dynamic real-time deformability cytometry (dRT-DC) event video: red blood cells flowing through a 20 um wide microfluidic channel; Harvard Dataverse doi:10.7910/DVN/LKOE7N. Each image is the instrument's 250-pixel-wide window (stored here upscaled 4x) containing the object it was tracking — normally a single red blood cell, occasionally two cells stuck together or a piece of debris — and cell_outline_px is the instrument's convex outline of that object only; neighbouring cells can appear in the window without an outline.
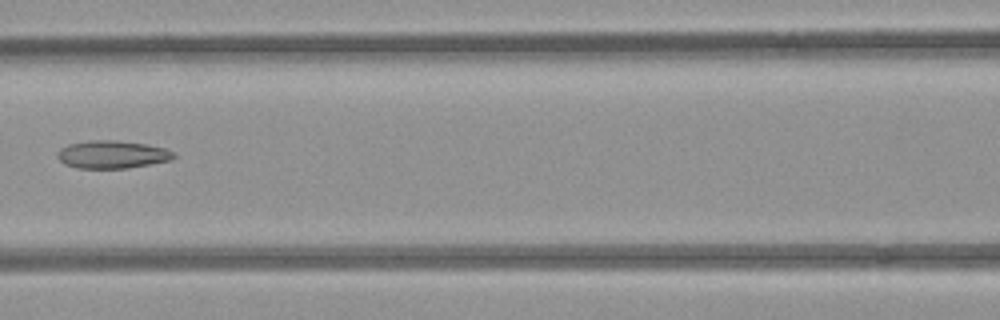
{"species": "common noctule bat (a hibernating species)", "species_latin": "Nyctalus noctula", "temperature_condition": "room temperature", "stored_images_in_passage": 9, "camera_frame_rate_fps": 3000, "um_per_image_px": 0.085, "animal": {"sex": "female", "body_mass_g": 21.9}, "frame": {"image": 1, "passage_image": 8, "time_ms": 8.0, "image_size_px": [1000, 320], "cell_outline_px": [[176, 156], [168, 160], [128, 168], [76, 168], [64, 164], [56, 156], [56, 152], [60, 148], [68, 144], [92, 140], [116, 140], [144, 144], [164, 148], [172, 152]], "centroid_in_image_um": [9.45, 13.13], "position_along_channel_um": 157.1, "area_um2": 18.67}}
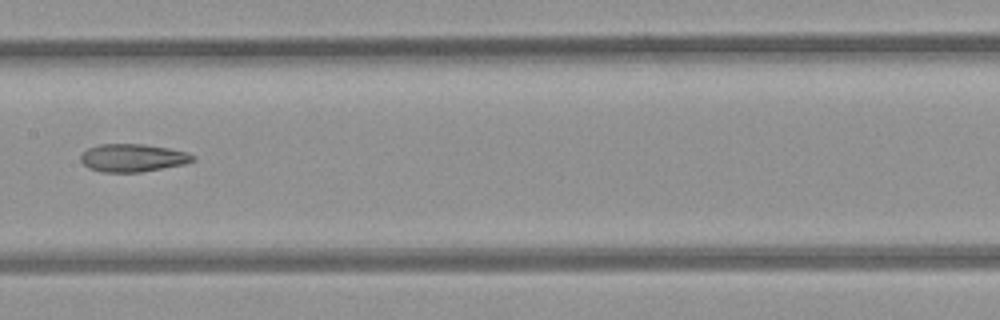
{"frame": {"image": 2, "passage_image": 9, "time_ms": 9.0, "image_size_px": [1000, 320], "cell_outline_px": [[196, 160], [184, 164], [140, 172], [104, 172], [88, 168], [80, 160], [80, 156], [88, 148], [100, 144], [144, 144], [168, 148], [188, 152], [196, 156]], "centroid_in_image_um": [11.3, 13.41], "position_along_channel_um": 196.1, "area_um2": 18.21}}